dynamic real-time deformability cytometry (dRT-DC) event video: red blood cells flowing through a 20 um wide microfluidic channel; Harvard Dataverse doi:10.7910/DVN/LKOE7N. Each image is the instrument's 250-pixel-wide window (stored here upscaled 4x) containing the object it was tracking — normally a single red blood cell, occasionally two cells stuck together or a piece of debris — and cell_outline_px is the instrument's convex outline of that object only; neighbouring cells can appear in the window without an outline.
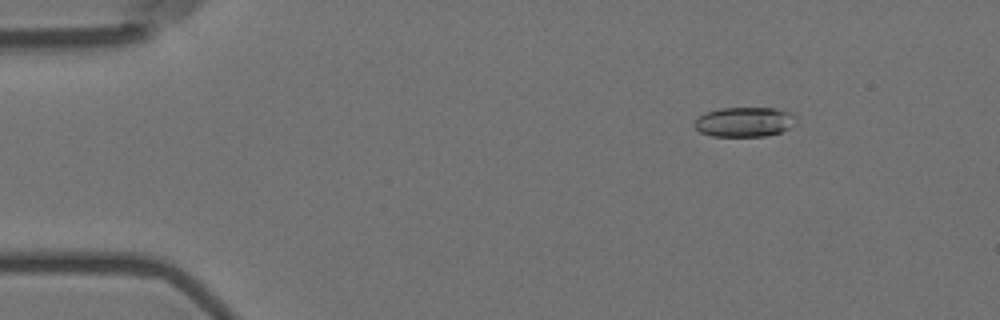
{"species": "Egyptian fruit bat (a non-hibernating species)", "species_latin": "Rousettus aegyptiacus", "temperature_condition": "room temperature", "stored_images_in_passage": 38, "camera_frame_rate_fps": 3000, "um_per_image_px": 0.085, "animal": {"sex": "female"}, "frame": {"image": 1, "passage_image": 1, "time_ms": 0.0, "image_size_px": [1000, 320], "cell_outline_px": [[796, 124], [780, 132], [764, 136], [712, 136], [700, 132], [692, 124], [704, 112], [720, 108], [776, 108], [796, 112]], "centroid_in_image_um": [63.32, 10.35], "position_along_channel_um": 21.7, "area_um2": 17.86}}
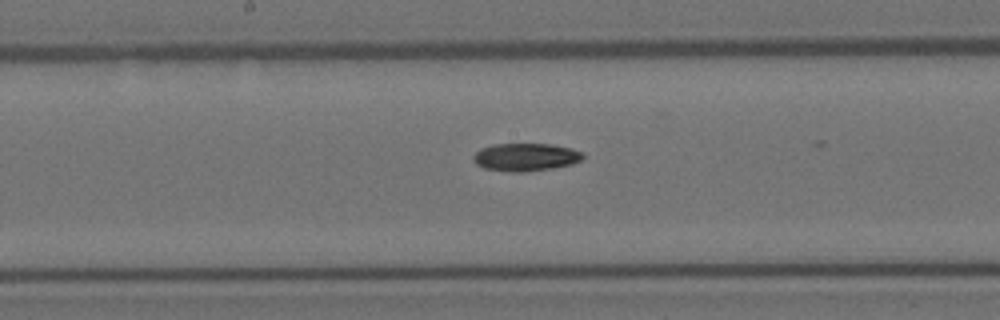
{"frame": {"image": 2, "passage_image": 23, "time_ms": 7.333, "image_size_px": [1000, 320], "cell_outline_px": [[584, 156], [580, 160], [572, 164], [524, 172], [512, 172], [484, 168], [476, 164], [472, 160], [472, 156], [480, 148], [496, 144], [552, 144], [572, 148], [584, 152]], "centroid_in_image_um": [44.66, 13.34], "position_along_channel_um": 203.5, "area_um2": 17.74}}
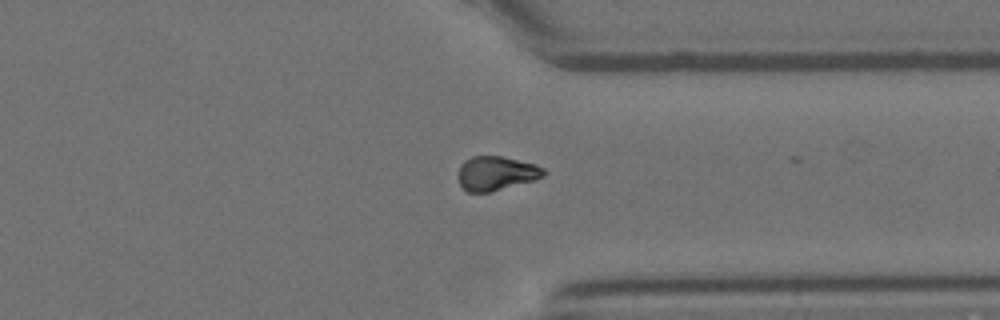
{"frame": {"image": 3, "passage_image": 37, "time_ms": 12.0, "image_size_px": [1000, 320], "cell_outline_px": [[548, 172], [544, 176], [532, 180], [492, 192], [468, 192], [460, 184], [456, 176], [460, 164], [464, 160], [472, 156], [500, 156], [536, 164], [544, 168]], "centroid_in_image_um": [42.15, 14.72], "position_along_channel_um": 369.3, "area_um2": 17.17}}